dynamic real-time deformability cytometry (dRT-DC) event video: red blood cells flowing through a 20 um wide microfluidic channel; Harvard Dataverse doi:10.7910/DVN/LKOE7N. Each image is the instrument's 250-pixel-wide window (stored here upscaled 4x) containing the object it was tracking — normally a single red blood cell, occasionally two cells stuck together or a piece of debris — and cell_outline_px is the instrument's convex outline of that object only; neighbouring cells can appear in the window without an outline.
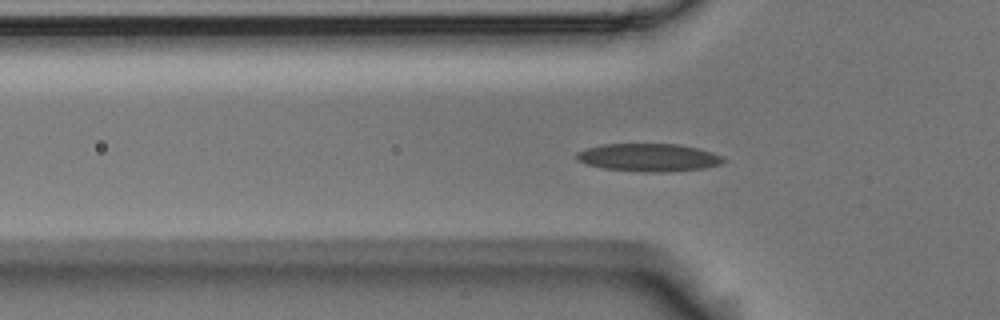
{"species": "Egyptian fruit bat (a non-hibernating species)", "species_latin": "Rousettus aegyptiacus", "temperature_condition": "room temperature", "stored_images_in_passage": 22, "camera_frame_rate_fps": 3000, "um_per_image_px": 0.085, "animal": {"sex": "male"}, "frame": {"image": 1, "passage_image": 5, "time_ms": 1.333, "image_size_px": [1000, 320], "cell_outline_px": [[724, 160], [720, 164], [704, 168], [664, 172], [644, 172], [604, 168], [588, 164], [576, 160], [576, 152], [600, 144], [676, 144], [696, 148], [712, 152], [720, 156]], "centroid_in_image_um": [55.1, 13.38], "position_along_channel_um": 70.7, "area_um2": 23.58}}
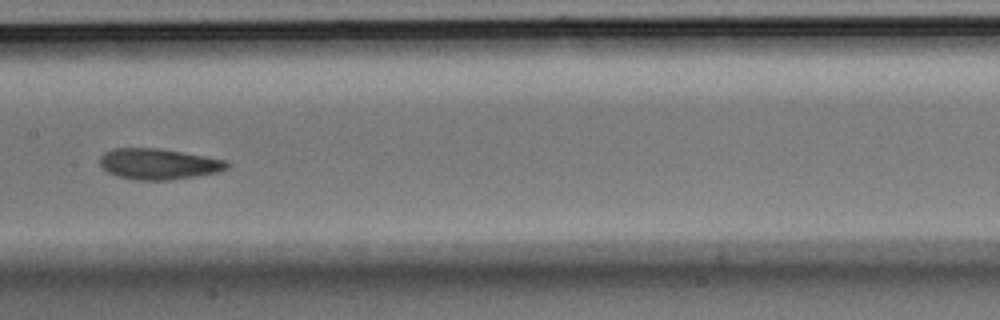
{"frame": {"image": 2, "passage_image": 15, "time_ms": 4.667, "image_size_px": [1000, 320], "cell_outline_px": [[228, 168], [216, 172], [168, 180], [136, 180], [116, 176], [108, 172], [100, 164], [100, 156], [104, 152], [112, 148], [160, 148], [228, 160]], "centroid_in_image_um": [13.44, 13.92], "position_along_channel_um": 194.0, "area_um2": 22.77}}
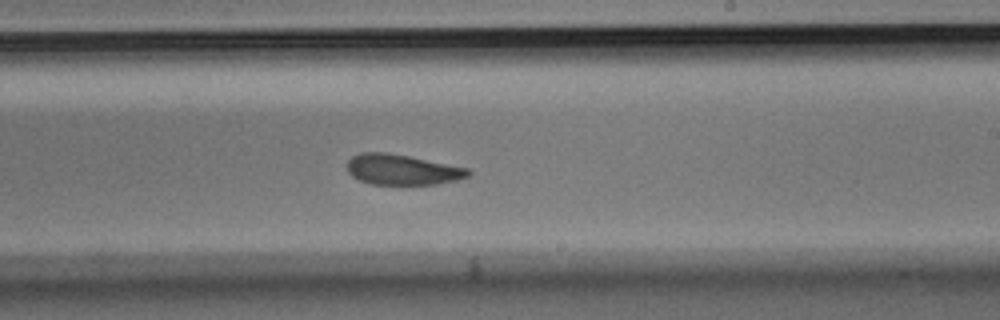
{"frame": {"image": 3, "passage_image": 20, "time_ms": 6.333, "image_size_px": [1000, 320], "cell_outline_px": [[472, 172], [468, 176], [456, 180], [436, 184], [372, 184], [360, 180], [352, 176], [348, 172], [348, 160], [352, 156], [360, 152], [384, 152], [408, 156], [468, 168]], "centroid_in_image_um": [34.17, 14.41], "position_along_channel_um": 254.8, "area_um2": 21.27}}